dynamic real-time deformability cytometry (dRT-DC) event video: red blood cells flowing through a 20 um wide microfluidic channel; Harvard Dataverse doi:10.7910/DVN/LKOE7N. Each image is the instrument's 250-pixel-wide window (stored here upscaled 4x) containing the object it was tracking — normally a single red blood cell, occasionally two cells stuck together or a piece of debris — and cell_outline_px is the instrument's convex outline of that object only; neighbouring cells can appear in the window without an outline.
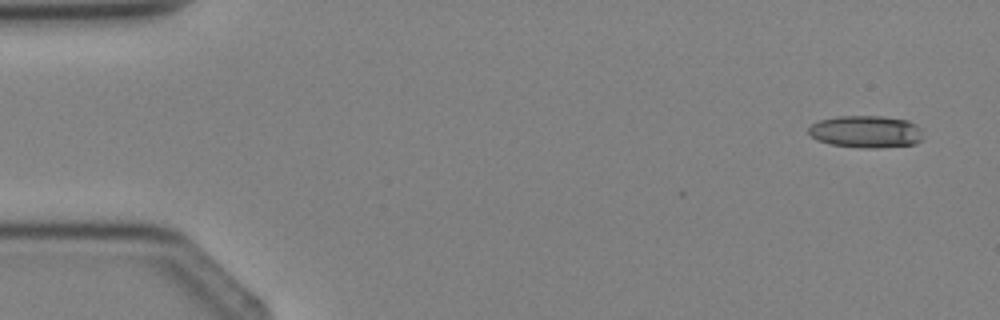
{"species": "Egyptian fruit bat (a non-hibernating species)", "species_latin": "Rousettus aegyptiacus", "temperature_condition": "cold", "stored_images_in_passage": 3, "camera_frame_rate_fps": 3000, "um_per_image_px": 0.085, "animal": {"sex": "female"}, "frame": {"image": 1, "passage_image": 1, "time_ms": 0.0, "image_size_px": [1000, 320], "cell_outline_px": [[924, 140], [916, 144], [876, 148], [864, 148], [832, 144], [816, 140], [808, 132], [808, 128], [812, 124], [820, 120], [836, 116], [880, 116], [908, 120], [916, 124], [920, 128]], "centroid_in_image_um": [73.64, 11.19], "position_along_channel_um": 11.4, "area_um2": 21.62}}